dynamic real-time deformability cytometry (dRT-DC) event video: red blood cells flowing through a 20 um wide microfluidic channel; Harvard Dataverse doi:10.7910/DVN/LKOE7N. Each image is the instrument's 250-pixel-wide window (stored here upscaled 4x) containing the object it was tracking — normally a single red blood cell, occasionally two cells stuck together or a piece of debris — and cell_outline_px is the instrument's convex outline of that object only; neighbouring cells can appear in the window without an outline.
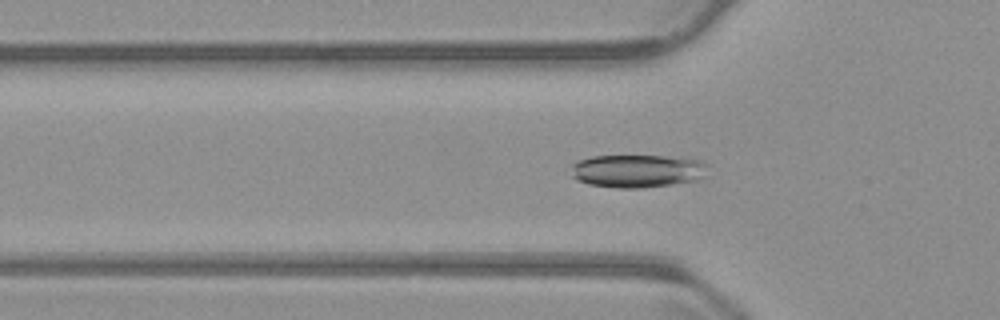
{"species": "common noctule bat (a hibernating species)", "species_latin": "Nyctalus noctula", "temperature_condition": "warm", "stored_images_in_passage": 53, "camera_frame_rate_fps": 3000, "um_per_image_px": 0.085, "animal": {"sex": "male", "body_mass_g": 23.1, "forearm_length_mm": 52.7}, "frame": {"image": 1, "passage_image": 16, "time_ms": 5.0, "image_size_px": [1000, 320], "cell_outline_px": [[708, 164], [704, 176], [692, 180], [672, 184], [640, 188], [616, 188], [588, 184], [576, 180], [572, 176], [572, 164], [580, 160], [592, 156], [664, 156], [696, 160]], "centroid_in_image_um": [54.12, 14.53], "position_along_channel_um": 71.7, "area_um2": 26.01}}
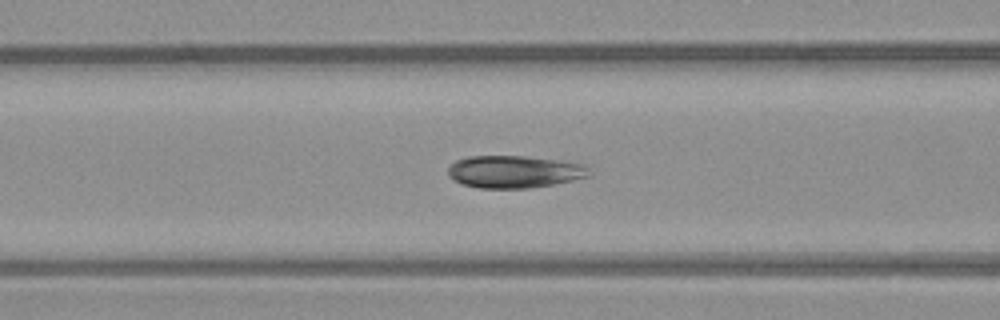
{"frame": {"image": 2, "passage_image": 20, "time_ms": 6.333, "image_size_px": [1000, 320], "cell_outline_px": [[592, 176], [552, 184], [528, 188], [480, 188], [460, 184], [448, 176], [448, 168], [456, 160], [468, 156], [524, 156], [556, 160], [584, 164], [592, 172]], "centroid_in_image_um": [43.71, 14.6], "position_along_channel_um": 122.9, "area_um2": 26.65}}
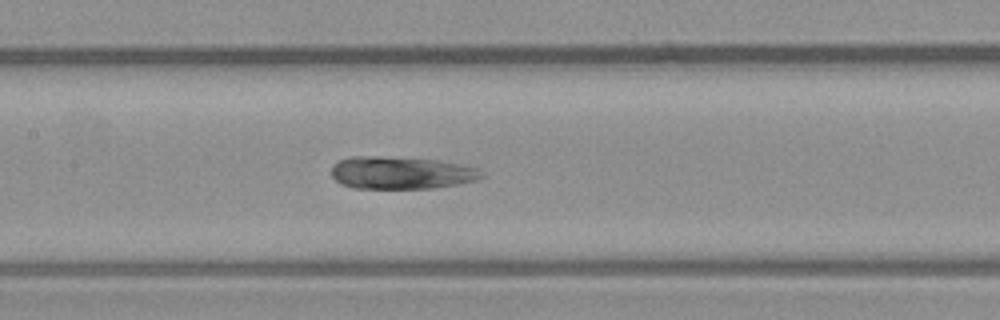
{"frame": {"image": 3, "passage_image": 24, "time_ms": 7.667, "image_size_px": [1000, 320], "cell_outline_px": [[484, 176], [476, 180], [456, 184], [432, 188], [352, 188], [340, 184], [332, 176], [332, 164], [340, 160], [352, 156], [380, 156], [440, 160], [464, 164], [480, 168], [484, 172]], "centroid_in_image_um": [34.12, 14.68], "position_along_channel_um": 173.3, "area_um2": 28.73}}